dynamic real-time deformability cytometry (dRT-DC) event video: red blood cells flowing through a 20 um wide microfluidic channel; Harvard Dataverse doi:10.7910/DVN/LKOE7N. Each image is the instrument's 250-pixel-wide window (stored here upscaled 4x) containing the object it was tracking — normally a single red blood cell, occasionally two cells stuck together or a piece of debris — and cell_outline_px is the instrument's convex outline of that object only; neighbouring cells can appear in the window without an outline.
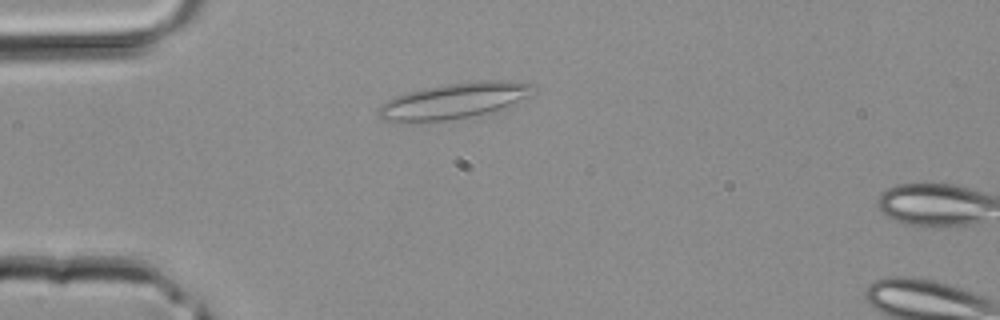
{"species": "common noctule bat (a hibernating species)", "species_latin": "Nyctalus noctula", "temperature_condition": "room temperature", "stored_images_in_passage": 2, "camera_frame_rate_fps": 3000, "um_per_image_px": 0.085, "animal": {"sex": "male", "body_mass_g": 20.4}, "frame": {"image": 1, "passage_image": 1, "time_ms": 0.0, "image_size_px": [1000, 320], "cell_outline_px": [[532, 84], [524, 96], [500, 108], [468, 116], [444, 120], [400, 124], [384, 120], [376, 112], [380, 104], [396, 96], [408, 92], [448, 84], [476, 80], [504, 80]], "centroid_in_image_um": [38.37, 8.59], "position_along_channel_um": 46.6, "area_um2": 31.21}}